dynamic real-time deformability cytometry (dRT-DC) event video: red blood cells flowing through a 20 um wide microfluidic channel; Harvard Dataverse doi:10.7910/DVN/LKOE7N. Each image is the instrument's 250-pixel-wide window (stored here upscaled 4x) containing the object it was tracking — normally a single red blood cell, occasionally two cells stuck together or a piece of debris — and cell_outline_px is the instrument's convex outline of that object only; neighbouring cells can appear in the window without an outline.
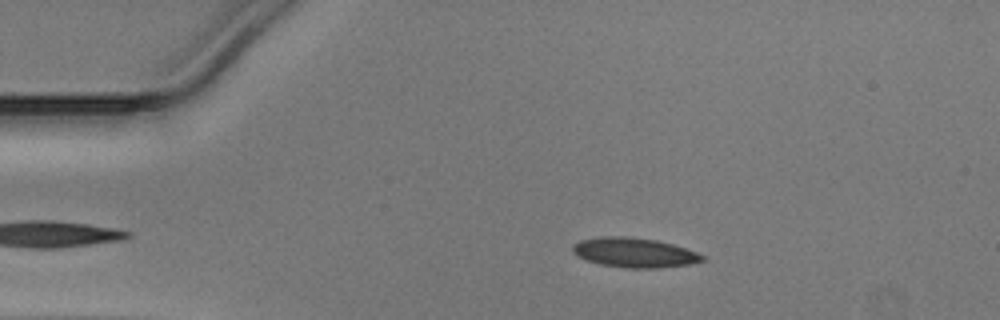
{"species": "Egyptian fruit bat (a non-hibernating species)", "species_latin": "Rousettus aegyptiacus", "temperature_condition": "warm", "stored_images_in_passage": 44, "camera_frame_rate_fps": 3000, "um_per_image_px": 0.085, "animal": {"sex": "male"}, "frame": {"image": 1, "passage_image": 4, "time_ms": 1.0, "image_size_px": [1000, 320], "cell_outline_px": [[708, 260], [688, 264], [660, 268], [632, 268], [600, 264], [588, 260], [572, 252], [572, 244], [580, 240], [600, 236], [624, 236], [656, 240], [672, 244], [696, 252], [704, 256]], "centroid_in_image_um": [53.92, 21.46], "position_along_channel_um": 31.1, "area_um2": 22.25}}
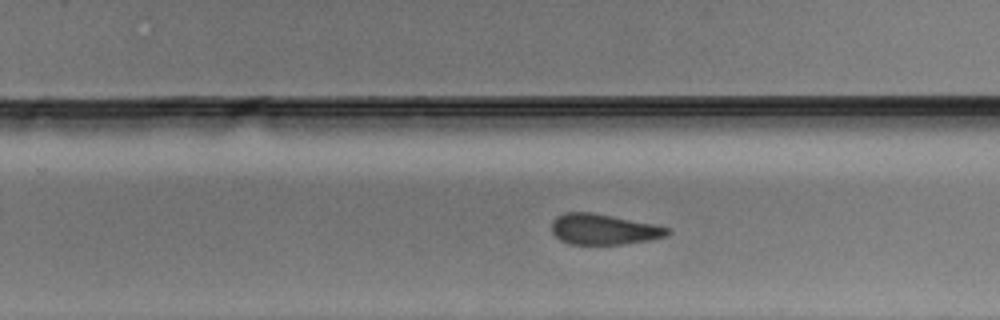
{"frame": {"image": 2, "passage_image": 26, "time_ms": 8.333, "image_size_px": [1000, 320], "cell_outline_px": [[672, 232], [668, 236], [648, 240], [624, 244], [568, 244], [560, 240], [552, 232], [552, 220], [556, 216], [564, 212], [592, 212], [656, 224], [672, 228]], "centroid_in_image_um": [51.34, 19.48], "position_along_channel_um": 278.5, "area_um2": 20.98}}
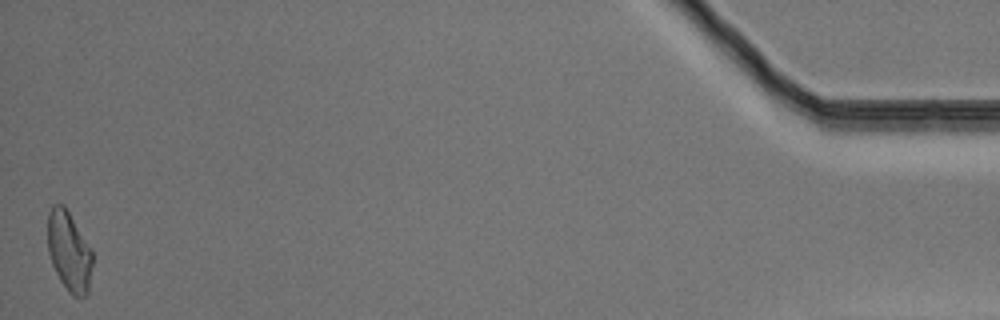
{"frame": {"image": 3, "passage_image": 44, "time_ms": 14.333, "image_size_px": [1000, 320], "cell_outline_px": [[92, 264], [88, 292], [84, 296], [72, 296], [68, 292], [60, 280], [52, 264], [48, 252], [48, 212], [52, 204], [64, 204], [92, 252]], "centroid_in_image_um": [5.85, 21.36], "position_along_channel_um": 429.4, "area_um2": 20.58}}